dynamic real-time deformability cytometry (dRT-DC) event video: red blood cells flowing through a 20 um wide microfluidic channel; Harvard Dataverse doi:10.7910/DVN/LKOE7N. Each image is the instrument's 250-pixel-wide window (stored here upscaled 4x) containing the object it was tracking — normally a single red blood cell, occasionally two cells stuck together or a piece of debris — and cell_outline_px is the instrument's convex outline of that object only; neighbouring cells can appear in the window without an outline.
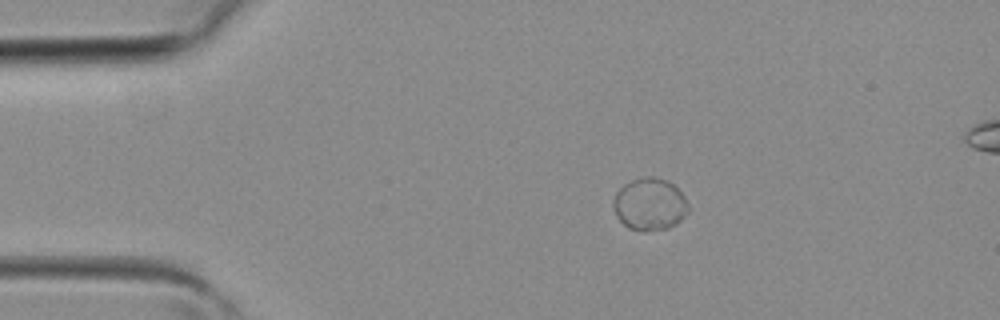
{"species": "common noctule bat (a hibernating species)", "species_latin": "Nyctalus noctula", "temperature_condition": "room temperature", "stored_images_in_passage": 4, "camera_frame_rate_fps": 3000, "um_per_image_px": 0.085, "animal": {"sex": "female", "body_mass_g": 19.3, "forearm_length_mm": 54.1}, "frame": {"image": 1, "passage_image": 2, "time_ms": 0.333, "image_size_px": [1000, 320], "cell_outline_px": [[688, 212], [676, 224], [668, 228], [628, 228], [616, 216], [612, 204], [612, 200], [616, 192], [624, 184], [632, 180], [644, 176], [652, 176], [668, 180], [684, 196], [688, 204]], "centroid_in_image_um": [55.21, 17.31], "position_along_channel_um": 29.8, "area_um2": 22.43}}